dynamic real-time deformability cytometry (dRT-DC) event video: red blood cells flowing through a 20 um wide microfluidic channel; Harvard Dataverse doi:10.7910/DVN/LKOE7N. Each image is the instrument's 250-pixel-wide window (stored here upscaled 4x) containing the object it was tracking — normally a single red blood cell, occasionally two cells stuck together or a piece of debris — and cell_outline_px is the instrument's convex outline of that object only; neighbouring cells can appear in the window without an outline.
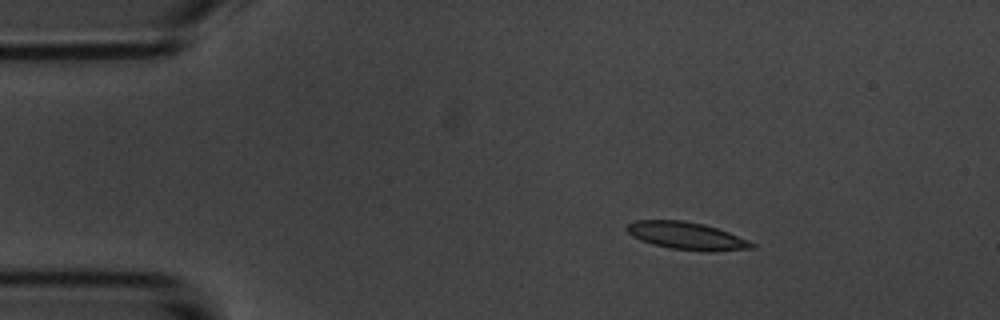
{"species": "common noctule bat (a hibernating species)", "species_latin": "Nyctalus noctula", "temperature_condition": "room temperature", "stored_images_in_passage": 3, "camera_frame_rate_fps": 3000, "um_per_image_px": 0.085, "animal": {"sex": "male", "body_mass_g": 20.1, "forearm_length_mm": 53.5}, "frame": {"image": 1, "passage_image": 1, "time_ms": 0.0, "image_size_px": [1000, 320], "cell_outline_px": [[756, 248], [712, 252], [704, 252], [668, 248], [652, 244], [640, 240], [632, 236], [624, 228], [628, 224], [636, 220], [684, 220], [704, 224], [728, 232], [748, 240], [756, 244]], "centroid_in_image_um": [58.37, 20.06], "position_along_channel_um": 26.6, "area_um2": 20.29}}
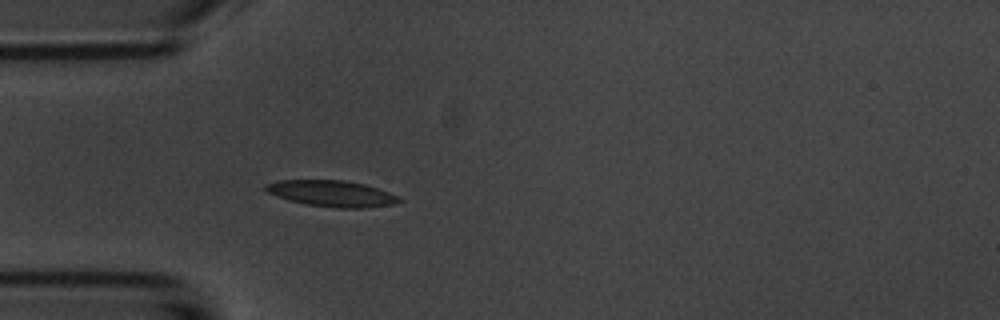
{"frame": {"image": 2, "passage_image": 3, "time_ms": 2.333, "image_size_px": [1000, 320], "cell_outline_px": [[404, 200], [392, 204], [364, 208], [336, 208], [304, 204], [288, 200], [264, 192], [264, 184], [276, 180], [344, 180], [364, 184], [400, 196]], "centroid_in_image_um": [28.15, 16.45], "position_along_channel_um": 56.9, "area_um2": 20.58}}